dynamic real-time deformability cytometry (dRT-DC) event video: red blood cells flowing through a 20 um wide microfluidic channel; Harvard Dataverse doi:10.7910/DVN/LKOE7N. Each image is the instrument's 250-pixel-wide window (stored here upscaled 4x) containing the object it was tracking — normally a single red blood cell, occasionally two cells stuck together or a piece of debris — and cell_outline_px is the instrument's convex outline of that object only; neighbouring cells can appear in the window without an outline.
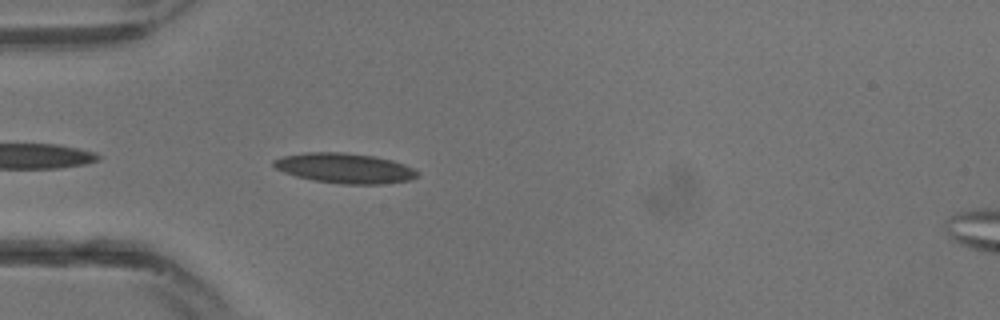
{"species": "common noctule bat (a hibernating species)", "species_latin": "Nyctalus noctula", "temperature_condition": "warm", "stored_images_in_passage": 5, "camera_frame_rate_fps": 3000, "um_per_image_px": 0.085, "animal": {"sex": "male", "body_mass_g": 13.3}, "frame": {"image": 1, "passage_image": 1, "time_ms": 0.0, "image_size_px": [1000, 320], "cell_outline_px": [[420, 176], [412, 180], [380, 184], [340, 184], [312, 180], [296, 176], [284, 172], [276, 168], [272, 164], [272, 160], [284, 156], [304, 152], [344, 152], [372, 156], [392, 160], [404, 164], [420, 172]], "centroid_in_image_um": [29.32, 14.3], "position_along_channel_um": 55.7, "area_um2": 25.32}}
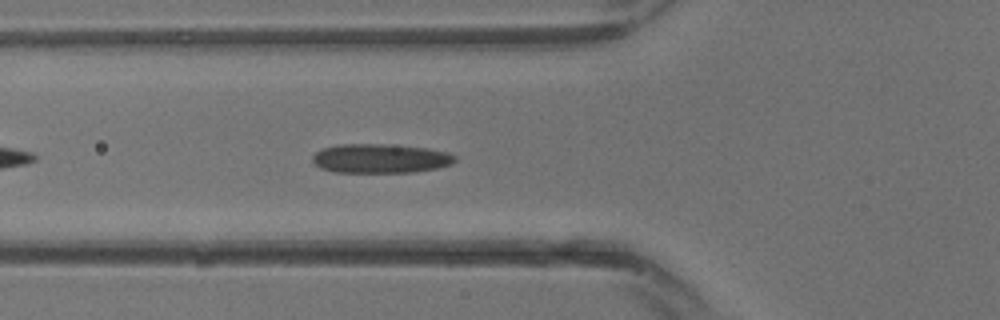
{"frame": {"image": 2, "passage_image": 3, "time_ms": 0.667, "image_size_px": [1000, 320], "cell_outline_px": [[456, 160], [452, 164], [436, 168], [416, 172], [336, 172], [320, 168], [312, 160], [312, 156], [316, 152], [324, 148], [336, 144], [388, 144], [428, 148], [448, 152], [456, 156]], "centroid_in_image_um": [32.35, 13.46], "position_along_channel_um": 93.4, "area_um2": 24.33}}
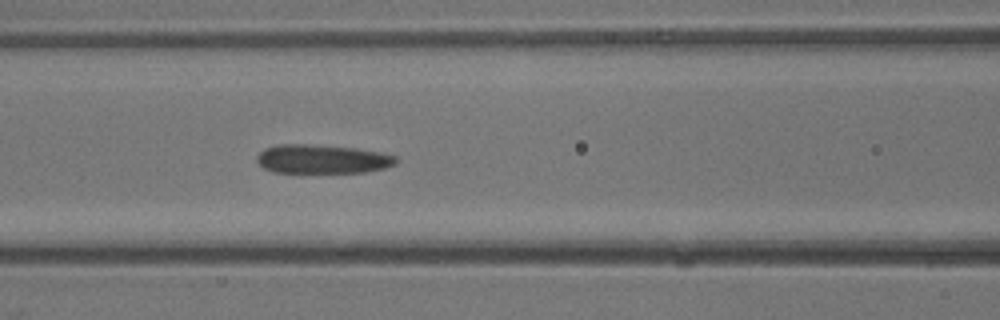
{"frame": {"image": 3, "passage_image": 5, "time_ms": 1.333, "image_size_px": [1000, 320], "cell_outline_px": [[396, 164], [384, 168], [364, 172], [272, 172], [264, 168], [256, 160], [256, 156], [264, 148], [280, 144], [312, 144], [356, 148], [380, 152], [396, 156]], "centroid_in_image_um": [27.37, 13.51], "position_along_channel_um": 139.2, "area_um2": 23.41}}